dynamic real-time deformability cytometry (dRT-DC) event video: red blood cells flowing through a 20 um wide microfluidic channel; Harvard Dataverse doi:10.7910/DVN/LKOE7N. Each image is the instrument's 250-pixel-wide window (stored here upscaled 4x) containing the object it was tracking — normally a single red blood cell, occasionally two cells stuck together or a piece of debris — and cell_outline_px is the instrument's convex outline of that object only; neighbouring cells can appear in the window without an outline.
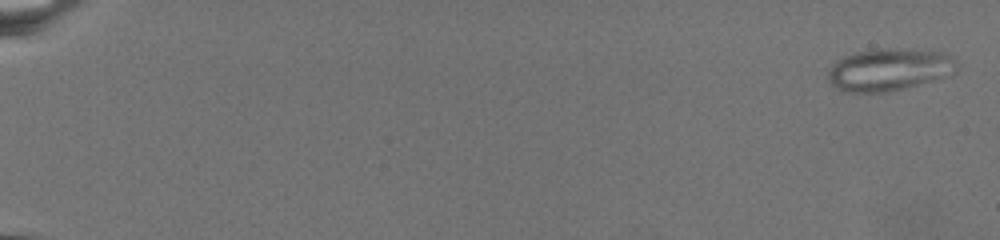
{"species": "common noctule bat (a hibernating species)", "species_latin": "Nyctalus noctula", "temperature_condition": "warm", "stored_images_in_passage": 77, "camera_frame_rate_fps": 3000, "um_per_image_px": 0.085, "animal": {"sex": "female", "body_mass_g": 19.5, "forearm_length_mm": 54.1}, "frame": {"image": 1, "passage_image": 3, "time_ms": 0.667, "image_size_px": [1000, 240], "cell_outline_px": [[960, 64], [956, 72], [952, 76], [904, 88], [884, 92], [844, 92], [836, 88], [828, 80], [828, 72], [832, 64], [836, 60], [844, 56], [856, 52], [888, 48], [896, 48], [944, 52], [952, 56]], "centroid_in_image_um": [75.64, 5.92], "position_along_channel_um": 9.4, "area_um2": 32.14}}
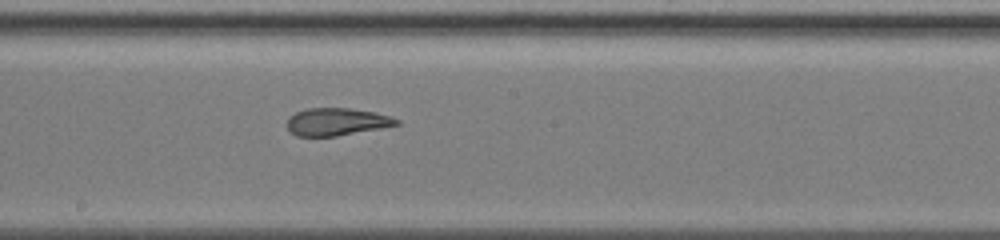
{"frame": {"image": 2, "passage_image": 47, "time_ms": 15.333, "image_size_px": [1000, 240], "cell_outline_px": [[400, 124], [380, 128], [336, 136], [296, 136], [288, 132], [288, 116], [296, 112], [308, 108], [348, 108], [376, 112], [392, 116], [400, 120]], "centroid_in_image_um": [28.61, 10.35], "position_along_channel_um": 219.6, "area_um2": 17.63}}
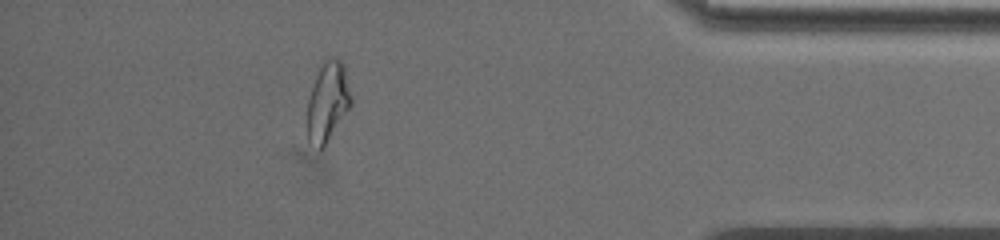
{"frame": {"image": 3, "passage_image": 70, "time_ms": 23.0, "image_size_px": [1000, 240], "cell_outline_px": [[352, 104], [324, 148], [320, 148], [308, 140], [308, 100], [316, 76], [324, 60], [328, 56], [336, 56], [344, 64], [352, 96]], "centroid_in_image_um": [27.89, 8.6], "position_along_channel_um": 407.3, "area_um2": 20.23}}